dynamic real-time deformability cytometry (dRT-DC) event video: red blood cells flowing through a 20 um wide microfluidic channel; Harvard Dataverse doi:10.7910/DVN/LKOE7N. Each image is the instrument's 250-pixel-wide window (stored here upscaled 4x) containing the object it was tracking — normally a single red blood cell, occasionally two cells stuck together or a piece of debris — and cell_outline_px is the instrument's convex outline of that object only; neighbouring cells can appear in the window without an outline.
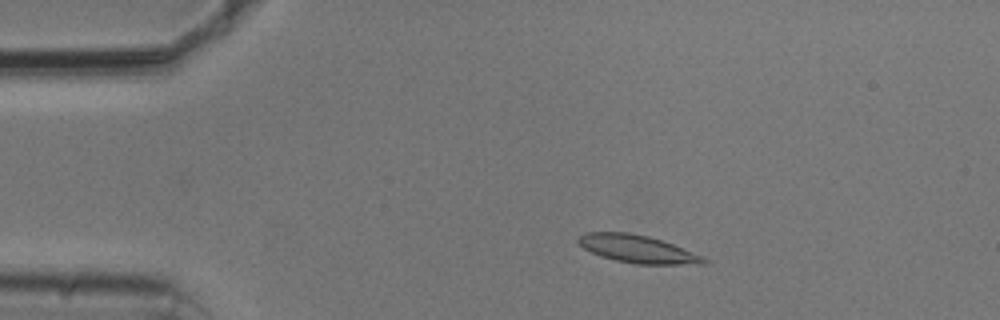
{"species": "common noctule bat (a hibernating species)", "species_latin": "Nyctalus noctula", "temperature_condition": "cold", "stored_images_in_passage": 53, "camera_frame_rate_fps": 3000, "um_per_image_px": 0.085, "animal": {"sex": "male", "body_mass_g": 20.5, "forearm_length_mm": 52.5}, "frame": {"image": 1, "passage_image": 9, "time_ms": 2.667, "image_size_px": [1000, 320], "cell_outline_px": [[708, 260], [704, 264], [636, 264], [616, 260], [600, 256], [584, 248], [576, 240], [584, 232], [628, 232], [648, 236], [672, 244], [704, 256]], "centroid_in_image_um": [54.18, 21.16], "position_along_channel_um": 30.8, "area_um2": 20.11}}
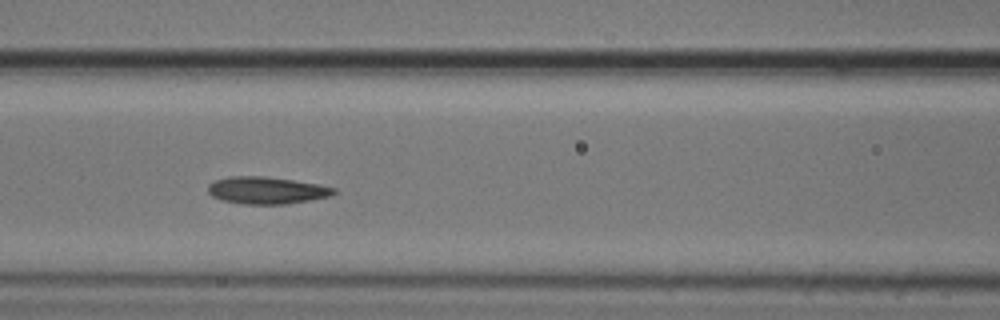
{"frame": {"image": 2, "passage_image": 22, "time_ms": 7.0, "image_size_px": [1000, 320], "cell_outline_px": [[336, 192], [332, 196], [284, 204], [244, 204], [224, 200], [212, 196], [208, 192], [208, 184], [216, 180], [228, 176], [264, 176], [292, 180], [316, 184], [336, 188]], "centroid_in_image_um": [22.65, 16.17], "position_along_channel_um": 143.9, "area_um2": 19.71}}
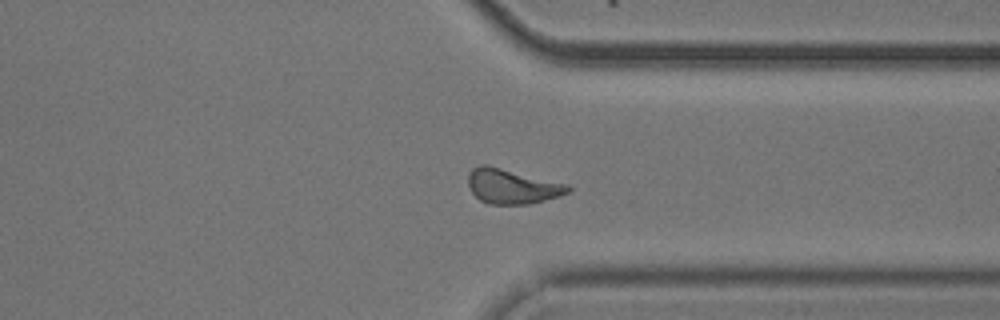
{"frame": {"image": 3, "passage_image": 40, "time_ms": 13.0, "image_size_px": [1000, 320], "cell_outline_px": [[572, 192], [560, 196], [532, 204], [488, 204], [480, 200], [472, 192], [468, 184], [468, 176], [472, 168], [480, 164], [488, 164], [568, 184], [572, 188]], "centroid_in_image_um": [43.56, 15.83], "position_along_channel_um": 367.8, "area_um2": 20.58}, "authors_computed_cell_mechanics": {"area_um2": 19.5942, "velocity_mm_per_s": 3.7509, "shape_relaxation_time_tau1_ms": 2.9292, "shape_relaxation_time_tau2_ms": 2.1607, "deformation_change_tau1": 0.1054, "deformation_change_tau2": 0.087}}